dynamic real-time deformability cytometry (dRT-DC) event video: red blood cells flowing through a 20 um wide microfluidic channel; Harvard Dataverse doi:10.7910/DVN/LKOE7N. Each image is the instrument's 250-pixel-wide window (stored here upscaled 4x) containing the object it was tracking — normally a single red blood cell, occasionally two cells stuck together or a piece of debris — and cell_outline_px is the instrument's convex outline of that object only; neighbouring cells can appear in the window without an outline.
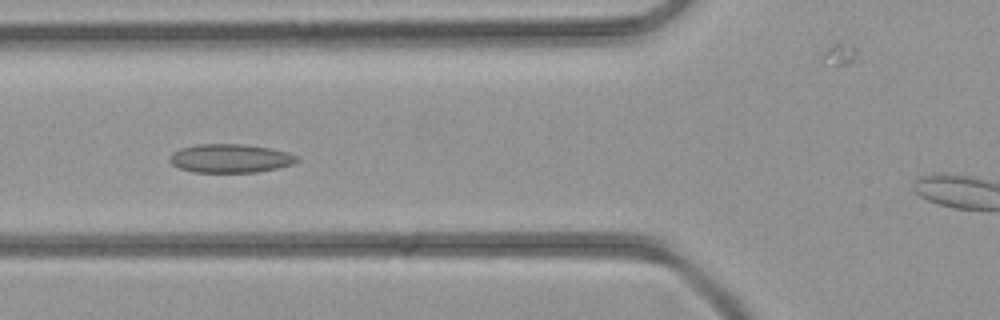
{"species": "common noctule bat (a hibernating species)", "species_latin": "Nyctalus noctula", "temperature_condition": "room temperature", "stored_images_in_passage": 30, "camera_frame_rate_fps": 3000, "um_per_image_px": 0.085, "animal": {"sex": "female", "body_mass_g": 21.9}, "frame": {"image": 1, "passage_image": 7, "time_ms": 2.0, "image_size_px": [1000, 320], "cell_outline_px": [[300, 160], [292, 164], [276, 168], [256, 172], [192, 172], [180, 168], [172, 164], [168, 160], [172, 152], [180, 148], [196, 144], [244, 144], [272, 148], [288, 152], [300, 156]], "centroid_in_image_um": [19.59, 13.45], "position_along_channel_um": 106.2, "area_um2": 21.44}}
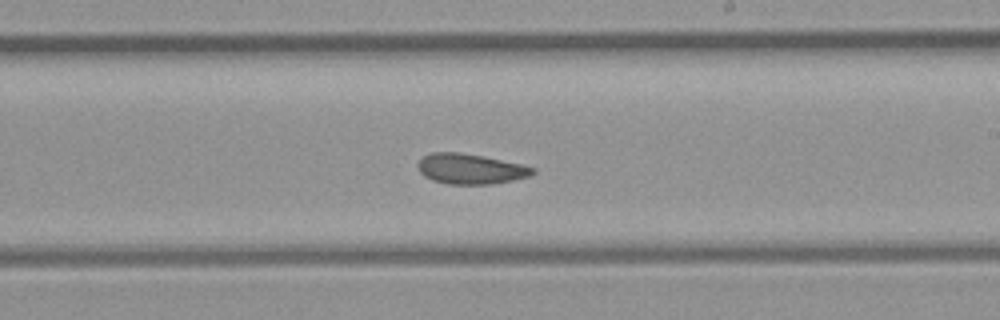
{"frame": {"image": 2, "passage_image": 16, "time_ms": 5.0, "image_size_px": [1000, 320], "cell_outline_px": [[536, 172], [528, 176], [512, 180], [492, 184], [448, 184], [432, 180], [424, 176], [420, 172], [416, 164], [424, 156], [432, 152], [460, 152], [484, 156], [524, 164], [536, 168]], "centroid_in_image_um": [40.0, 14.35], "position_along_channel_um": 249.0, "area_um2": 20.4}}
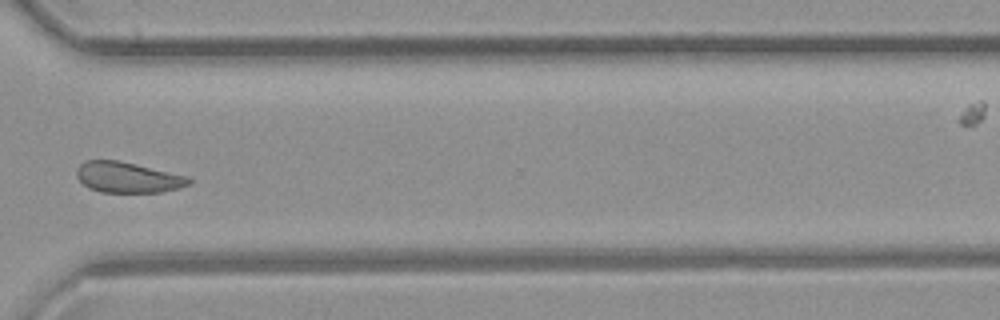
{"frame": {"image": 3, "passage_image": 23, "time_ms": 7.333, "image_size_px": [1000, 320], "cell_outline_px": [[192, 184], [180, 188], [160, 192], [100, 192], [88, 188], [76, 176], [76, 168], [84, 160], [116, 160], [136, 164], [188, 176], [192, 180]], "centroid_in_image_um": [10.86, 15.08], "position_along_channel_um": 359.7, "area_um2": 20.17}}